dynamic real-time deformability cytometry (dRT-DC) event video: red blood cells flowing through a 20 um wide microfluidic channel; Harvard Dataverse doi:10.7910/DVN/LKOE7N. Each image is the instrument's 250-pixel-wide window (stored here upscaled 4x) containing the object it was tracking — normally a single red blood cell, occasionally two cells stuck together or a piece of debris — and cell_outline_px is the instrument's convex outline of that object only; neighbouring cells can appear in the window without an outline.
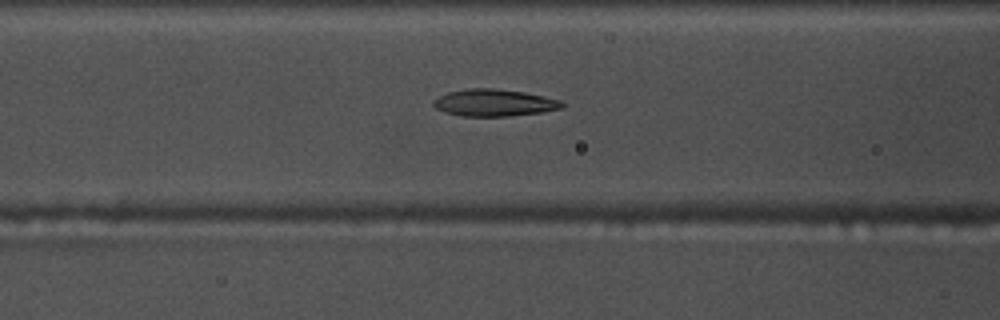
{"species": "common noctule bat (a hibernating species)", "species_latin": "Nyctalus noctula", "temperature_condition": "warm", "stored_images_in_passage": 52, "camera_frame_rate_fps": 3000, "um_per_image_px": 0.085, "animal": {"sex": "male", "body_mass_g": 17.5, "forearm_length_mm": 52.3}, "frame": {"image": 1, "passage_image": 20, "time_ms": 6.333, "image_size_px": [1000, 320], "cell_outline_px": [[564, 104], [560, 108], [540, 112], [508, 116], [464, 116], [444, 112], [436, 108], [432, 104], [432, 100], [448, 92], [468, 88], [492, 88], [524, 92], [544, 96], [560, 100]], "centroid_in_image_um": [41.96, 8.73], "position_along_channel_um": 124.6, "area_um2": 20.06}}
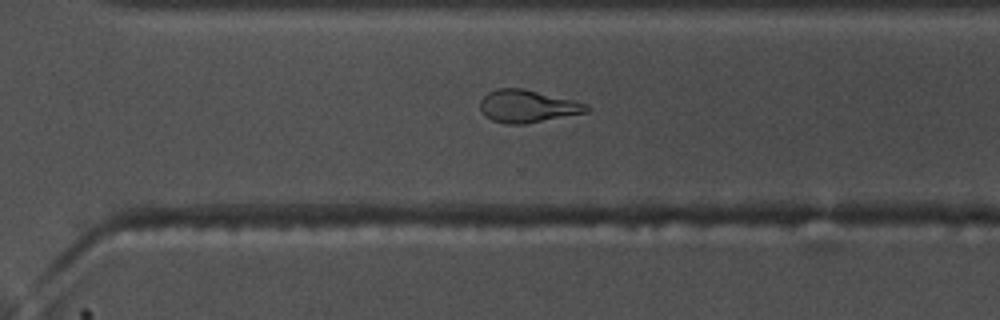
{"frame": {"image": 2, "passage_image": 36, "time_ms": 11.667, "image_size_px": [1000, 320], "cell_outline_px": [[592, 108], [588, 112], [524, 124], [504, 124], [492, 120], [484, 116], [480, 108], [480, 100], [488, 92], [496, 88], [520, 88], [572, 100], [588, 104]], "centroid_in_image_um": [44.81, 9.04], "position_along_channel_um": 325.8, "area_um2": 20.11}}
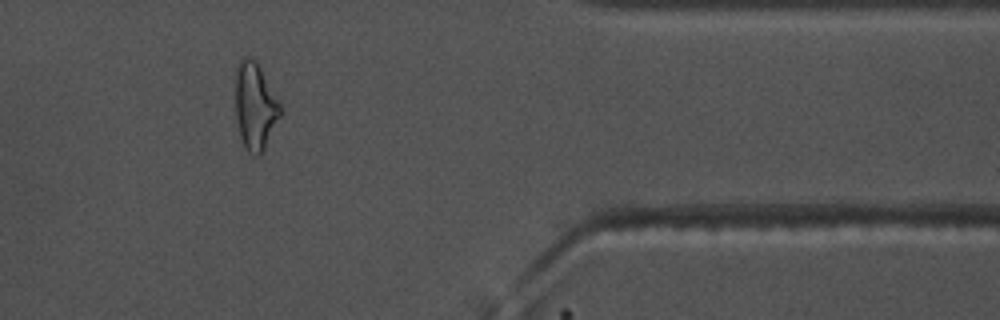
{"frame": {"image": 3, "passage_image": 43, "time_ms": 14.0, "image_size_px": [1000, 320], "cell_outline_px": [[280, 116], [260, 156], [256, 156], [248, 152], [244, 148], [240, 136], [236, 116], [236, 68], [240, 60], [244, 56], [248, 56], [256, 60], [280, 104]], "centroid_in_image_um": [21.66, 9.03], "position_along_channel_um": 389.7, "area_um2": 22.43}, "authors_computed_cell_mechanics": {"area_um2": 20.7791, "velocity_mm_per_s": 3.7737, "shape_relaxation_time_tau1_ms": 6.3225, "shape_relaxation_time_tau2_ms": 1.9713, "deformation_change_tau1": 0.2146, "deformation_change_tau2": 0.1047}}